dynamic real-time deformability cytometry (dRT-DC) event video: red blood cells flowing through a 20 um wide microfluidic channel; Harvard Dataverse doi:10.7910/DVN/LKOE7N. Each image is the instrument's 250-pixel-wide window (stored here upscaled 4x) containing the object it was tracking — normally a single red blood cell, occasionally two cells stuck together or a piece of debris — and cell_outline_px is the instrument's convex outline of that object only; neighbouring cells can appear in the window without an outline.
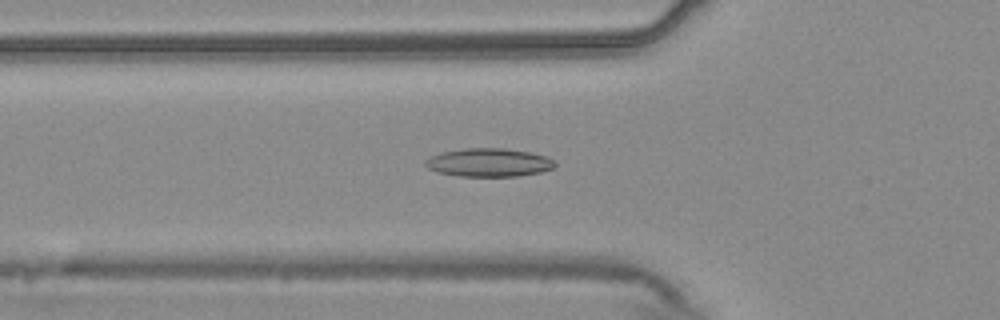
{"species": "common noctule bat (a hibernating species)", "species_latin": "Nyctalus noctula", "temperature_condition": "warm", "stored_images_in_passage": 51, "camera_frame_rate_fps": 3000, "um_per_image_px": 0.085, "animal": {"sex": "male", "body_mass_g": 20.4}, "frame": {"image": 1, "passage_image": 16, "time_ms": 5.0, "image_size_px": [1000, 320], "cell_outline_px": [[556, 164], [552, 168], [540, 172], [516, 176], [460, 176], [436, 172], [428, 168], [424, 164], [424, 160], [440, 152], [464, 148], [504, 148], [528, 152], [544, 156], [552, 160]], "centroid_in_image_um": [41.49, 13.81], "position_along_channel_um": 84.3, "area_um2": 21.27}}
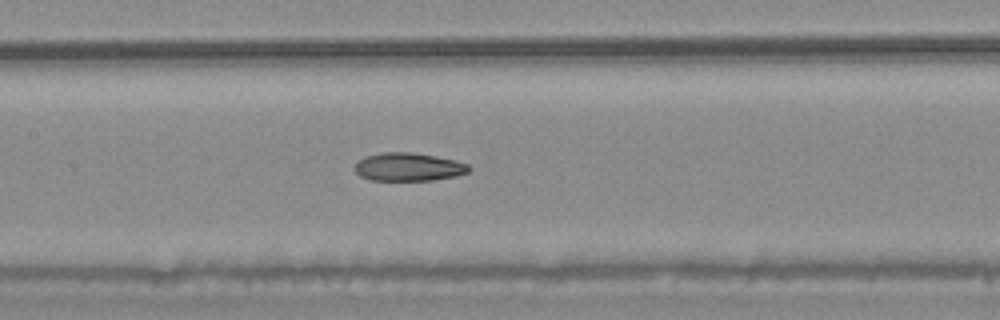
{"frame": {"image": 2, "passage_image": 23, "time_ms": 7.333, "image_size_px": [1000, 320], "cell_outline_px": [[472, 168], [468, 172], [456, 176], [432, 180], [372, 180], [360, 176], [352, 168], [356, 160], [364, 156], [384, 152], [408, 152], [456, 160], [468, 164]], "centroid_in_image_um": [34.67, 14.19], "position_along_channel_um": 172.7, "area_um2": 18.84}}
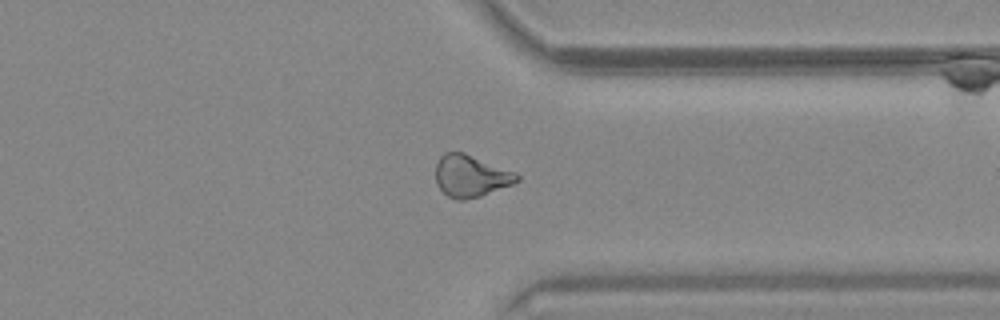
{"frame": {"image": 3, "passage_image": 39, "time_ms": 12.667, "image_size_px": [1000, 320], "cell_outline_px": [[520, 180], [512, 184], [480, 196], [464, 200], [456, 200], [448, 196], [436, 184], [436, 164], [440, 156], [444, 152], [464, 152], [516, 172], [520, 176]], "centroid_in_image_um": [40.01, 14.95], "position_along_channel_um": 371.4, "area_um2": 19.88}, "authors_computed_cell_mechanics": {"area_um2": 19.9988, "velocity_mm_per_s": 3.7533, "shape_relaxation_time_tau1_ms": null, "shape_relaxation_time_tau2_ms": 7.1589, "deformation_change_tau1": null, "deformation_change_tau2": 0.1548}}